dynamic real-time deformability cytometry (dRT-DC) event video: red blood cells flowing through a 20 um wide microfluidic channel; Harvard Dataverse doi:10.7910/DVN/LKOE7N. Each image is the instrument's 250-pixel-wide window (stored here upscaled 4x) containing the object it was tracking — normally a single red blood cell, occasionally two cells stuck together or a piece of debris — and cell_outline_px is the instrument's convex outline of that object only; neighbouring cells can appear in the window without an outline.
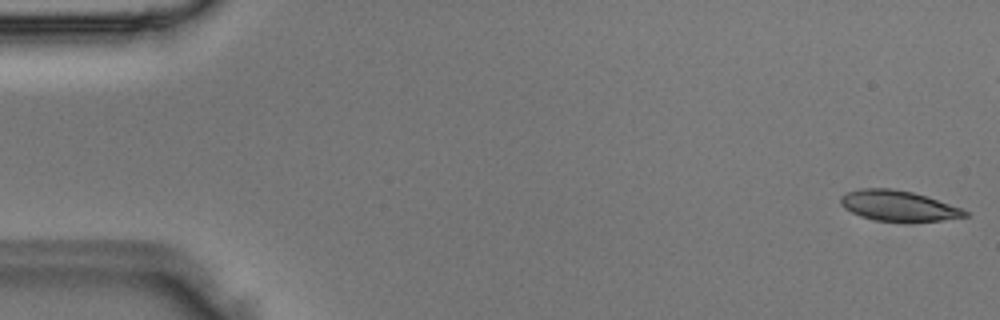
{"species": "Egyptian fruit bat (a non-hibernating species)", "species_latin": "Rousettus aegyptiacus", "temperature_condition": "room temperature", "stored_images_in_passage": 5, "camera_frame_rate_fps": 3000, "um_per_image_px": 0.085, "animal": {"sex": "male"}, "frame": {"image": 1, "passage_image": 1, "time_ms": 0.0, "image_size_px": [1000, 320], "cell_outline_px": [[968, 216], [940, 220], [904, 224], [876, 220], [860, 216], [844, 208], [840, 204], [840, 196], [844, 192], [860, 188], [892, 188], [912, 192], [960, 208], [968, 212]], "centroid_in_image_um": [76.29, 17.52], "position_along_channel_um": 8.7, "area_um2": 22.43}}